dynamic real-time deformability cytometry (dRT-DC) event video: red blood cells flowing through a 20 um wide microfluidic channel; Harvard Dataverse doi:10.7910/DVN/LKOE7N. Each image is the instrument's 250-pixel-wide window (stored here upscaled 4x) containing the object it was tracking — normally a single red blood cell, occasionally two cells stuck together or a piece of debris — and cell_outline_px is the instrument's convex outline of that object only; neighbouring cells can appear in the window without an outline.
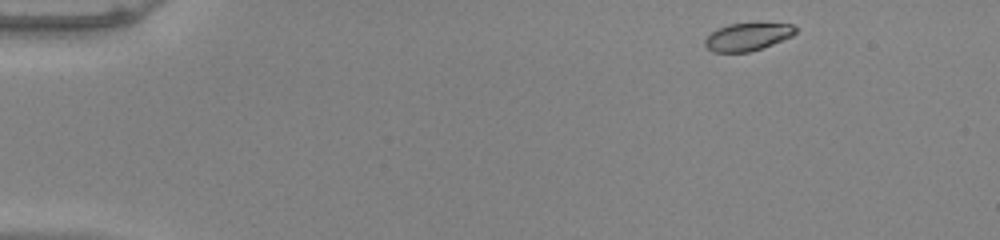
{"species": "common noctule bat (a hibernating species)", "species_latin": "Nyctalus noctula", "temperature_condition": "warm", "stored_images_in_passage": 47, "camera_frame_rate_fps": 3000, "um_per_image_px": 0.085, "animal": {"sex": "male", "body_mass_g": 20.0, "forearm_length_mm": 53.3}, "frame": {"image": 1, "passage_image": 1, "time_ms": 0.0, "image_size_px": [1000, 240], "cell_outline_px": [[796, 32], [792, 36], [772, 44], [748, 52], [712, 52], [704, 44], [704, 40], [716, 28], [728, 24], [756, 20], [792, 24], [796, 28]], "centroid_in_image_um": [63.56, 3.06], "position_along_channel_um": 21.4, "area_um2": 15.26}}
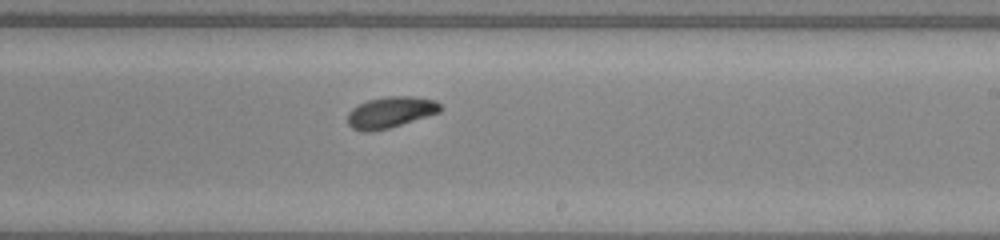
{"frame": {"image": 2, "passage_image": 27, "time_ms": 8.667, "image_size_px": [1000, 240], "cell_outline_px": [[444, 108], [440, 112], [388, 128], [372, 132], [364, 132], [352, 128], [348, 124], [348, 112], [352, 108], [368, 100], [388, 96], [412, 96], [436, 100]], "centroid_in_image_um": [33.2, 9.54], "position_along_channel_um": 255.8, "area_um2": 16.82}}
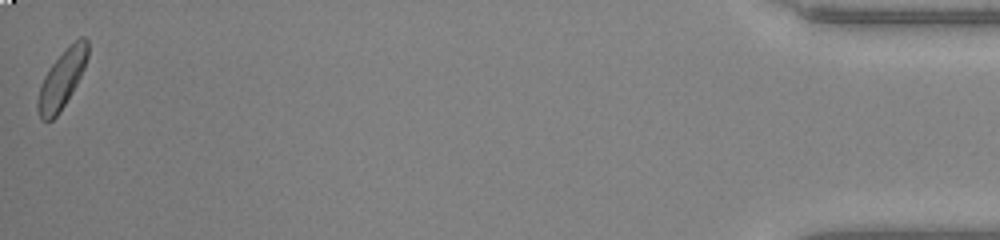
{"frame": {"image": 3, "passage_image": 47, "time_ms": 15.333, "image_size_px": [1000, 240], "cell_outline_px": [[88, 56], [84, 68], [72, 92], [60, 112], [52, 120], [40, 120], [36, 108], [36, 104], [40, 84], [44, 76], [52, 64], [80, 36], [84, 36], [88, 40]], "centroid_in_image_um": [5.24, 6.78], "position_along_channel_um": 430.0, "area_um2": 16.65}, "authors_computed_cell_mechanics": {"area_um2": 16.5886, "velocity_mm_per_s": 3.9405, "shape_relaxation_time_tau1_ms": 2.9578, "shape_relaxation_time_tau2_ms": null, "deformation_change_tau1": 0.13, "deformation_change_tau2": null}}